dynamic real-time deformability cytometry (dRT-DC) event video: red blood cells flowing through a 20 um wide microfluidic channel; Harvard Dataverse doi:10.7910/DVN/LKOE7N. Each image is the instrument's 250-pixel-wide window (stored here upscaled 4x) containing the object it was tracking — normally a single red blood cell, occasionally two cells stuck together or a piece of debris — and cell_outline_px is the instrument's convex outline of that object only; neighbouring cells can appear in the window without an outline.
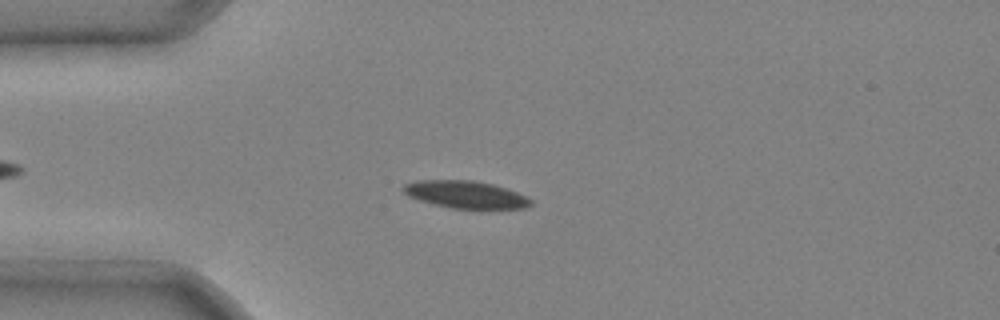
{"species": "common noctule bat (a hibernating species)", "species_latin": "Nyctalus noctula", "temperature_condition": "cold", "stored_images_in_passage": 3, "camera_frame_rate_fps": 3000, "um_per_image_px": 0.085, "animal": {"sex": "male", "body_mass_g": 20.4}, "frame": {"image": 1, "passage_image": 3, "time_ms": 0.667, "image_size_px": [1000, 320], "cell_outline_px": [[532, 204], [528, 208], [452, 208], [420, 200], [408, 196], [400, 188], [404, 184], [416, 180], [472, 180], [492, 184], [528, 196], [532, 200]], "centroid_in_image_um": [39.57, 16.52], "position_along_channel_um": 45.4, "area_um2": 20.17}}